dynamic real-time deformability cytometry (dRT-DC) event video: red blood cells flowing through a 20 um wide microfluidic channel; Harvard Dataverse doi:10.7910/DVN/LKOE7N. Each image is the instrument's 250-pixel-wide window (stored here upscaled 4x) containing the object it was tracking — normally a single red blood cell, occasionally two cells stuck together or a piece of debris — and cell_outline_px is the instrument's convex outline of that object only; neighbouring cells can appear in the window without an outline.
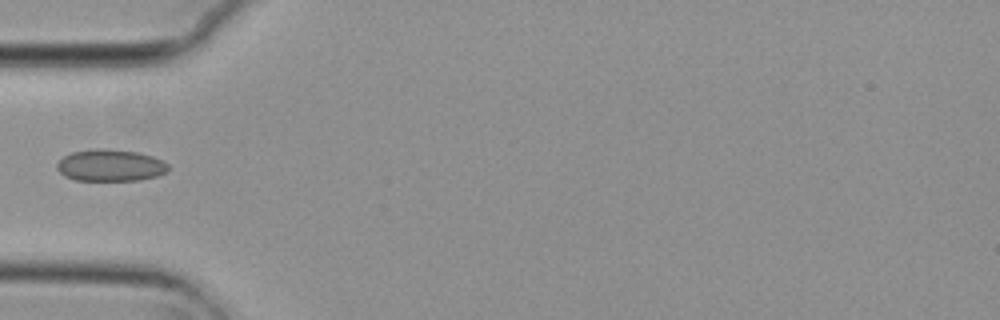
{"species": "common noctule bat (a hibernating species)", "species_latin": "Nyctalus noctula", "temperature_condition": "cold", "stored_images_in_passage": 2, "camera_frame_rate_fps": 3000, "um_per_image_px": 0.085, "animal": {"sex": "female", "body_mass_g": 29.2, "forearm_length_mm": 56.3}, "frame": {"image": 1, "passage_image": 2, "time_ms": 0.333, "image_size_px": [1000, 320], "cell_outline_px": [[168, 172], [156, 176], [140, 180], [76, 180], [64, 176], [56, 168], [56, 164], [64, 156], [72, 152], [100, 148], [104, 148], [140, 152], [164, 160], [168, 164]], "centroid_in_image_um": [9.41, 14.05], "position_along_channel_um": 75.6, "area_um2": 20.75}}